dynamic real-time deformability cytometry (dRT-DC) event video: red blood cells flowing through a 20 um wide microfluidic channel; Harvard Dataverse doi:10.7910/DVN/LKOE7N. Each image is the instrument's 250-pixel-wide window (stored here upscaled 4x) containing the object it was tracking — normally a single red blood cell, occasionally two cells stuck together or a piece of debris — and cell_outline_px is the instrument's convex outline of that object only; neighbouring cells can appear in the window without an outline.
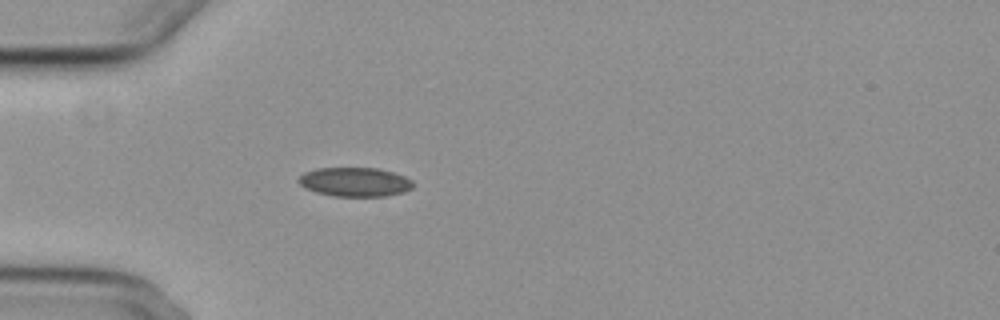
{"species": "common noctule bat (a hibernating species)", "species_latin": "Nyctalus noctula", "temperature_condition": "cold", "stored_images_in_passage": 42, "camera_frame_rate_fps": 3000, "um_per_image_px": 0.085, "animal": {"sex": "female", "body_mass_g": 29.2, "forearm_length_mm": 56.3}, "frame": {"image": 1, "passage_image": 3, "time_ms": 0.667, "image_size_px": [1000, 320], "cell_outline_px": [[412, 188], [404, 192], [388, 196], [332, 196], [316, 192], [304, 188], [296, 180], [304, 172], [316, 168], [376, 168], [392, 172], [404, 176], [412, 180]], "centroid_in_image_um": [30.14, 15.47], "position_along_channel_um": 54.9, "area_um2": 19.48}}
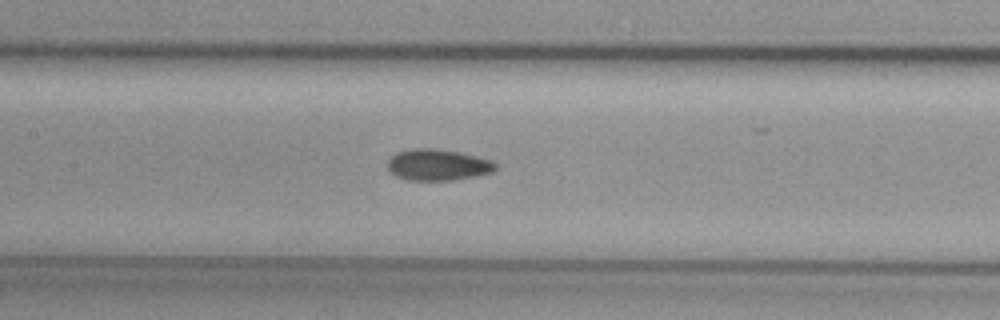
{"frame": {"image": 2, "passage_image": 13, "time_ms": 4.0, "image_size_px": [1000, 320], "cell_outline_px": [[496, 168], [492, 172], [476, 176], [452, 180], [408, 180], [396, 176], [388, 168], [388, 160], [396, 152], [412, 148], [436, 148], [460, 152], [492, 160], [496, 164]], "centroid_in_image_um": [37.21, 14.0], "position_along_channel_um": 170.2, "area_um2": 19.71}}
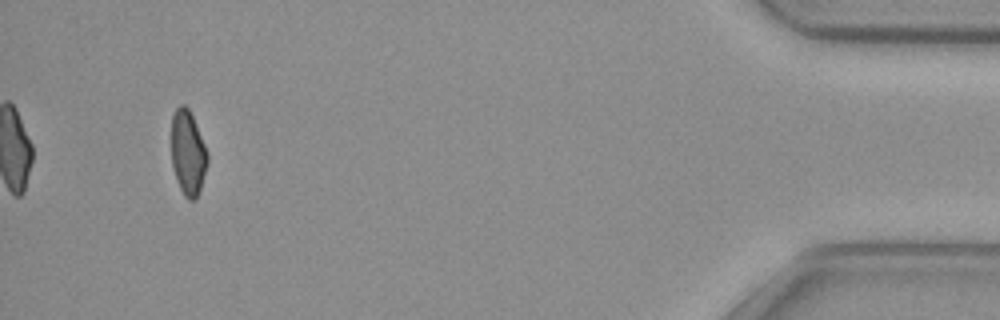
{"frame": {"image": 3, "passage_image": 39, "time_ms": 12.667, "image_size_px": [1000, 320], "cell_outline_px": [[208, 164], [196, 200], [188, 200], [184, 196], [176, 180], [172, 168], [172, 116], [176, 108], [180, 104], [184, 104], [188, 108], [192, 116], [208, 152]], "centroid_in_image_um": [15.97, 13.02], "position_along_channel_um": 419.2, "area_um2": 17.86}, "authors_computed_cell_mechanics": {"area_um2": 19.074, "velocity_mm_per_s": 3.733, "shape_relaxation_time_tau1_ms": null, "shape_relaxation_time_tau2_ms": 4.201, "deformation_change_tau1": null, "deformation_change_tau2": 0.0843}}